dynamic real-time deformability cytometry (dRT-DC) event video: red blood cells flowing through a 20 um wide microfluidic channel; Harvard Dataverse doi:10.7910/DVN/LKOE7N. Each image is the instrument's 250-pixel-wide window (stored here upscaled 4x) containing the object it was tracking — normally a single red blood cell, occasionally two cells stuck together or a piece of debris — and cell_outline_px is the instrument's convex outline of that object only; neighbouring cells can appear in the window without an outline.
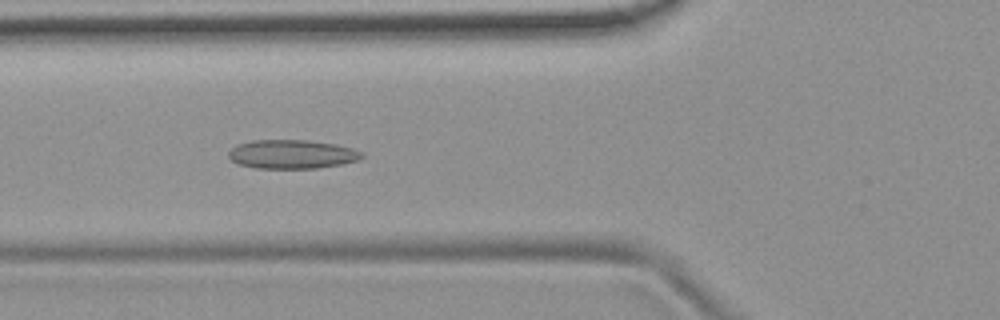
{"species": "common noctule bat (a hibernating species)", "species_latin": "Nyctalus noctula", "temperature_condition": "room temperature", "stored_images_in_passage": 54, "camera_frame_rate_fps": 3000, "um_per_image_px": 0.085, "animal": {"sex": "female", "body_mass_g": 19.9}, "frame": {"image": 1, "passage_image": 20, "time_ms": 6.333, "image_size_px": [1000, 320], "cell_outline_px": [[364, 156], [360, 160], [344, 164], [316, 168], [256, 168], [236, 164], [228, 156], [228, 152], [236, 144], [252, 140], [308, 140], [336, 144], [352, 148], [364, 152]], "centroid_in_image_um": [24.84, 13.11], "position_along_channel_um": 101.0, "area_um2": 22.72}}
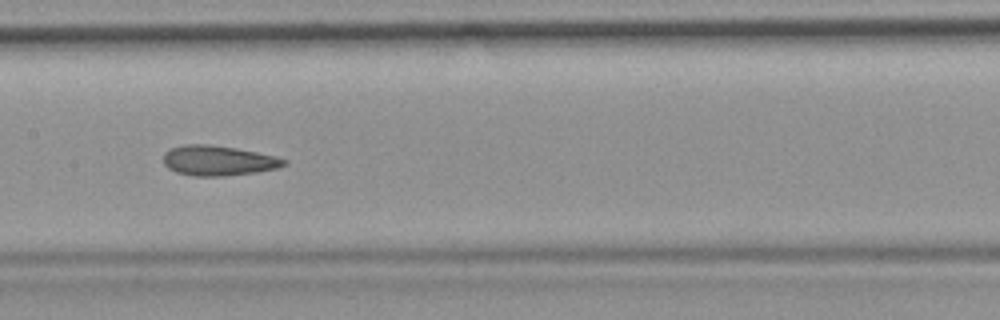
{"frame": {"image": 2, "passage_image": 27, "time_ms": 8.667, "image_size_px": [1000, 320], "cell_outline_px": [[288, 164], [280, 168], [256, 172], [224, 176], [192, 176], [176, 172], [168, 168], [164, 164], [164, 152], [172, 148], [184, 144], [208, 144], [236, 148], [276, 156], [288, 160]], "centroid_in_image_um": [18.58, 13.65], "position_along_channel_um": 188.8, "area_um2": 21.27}}
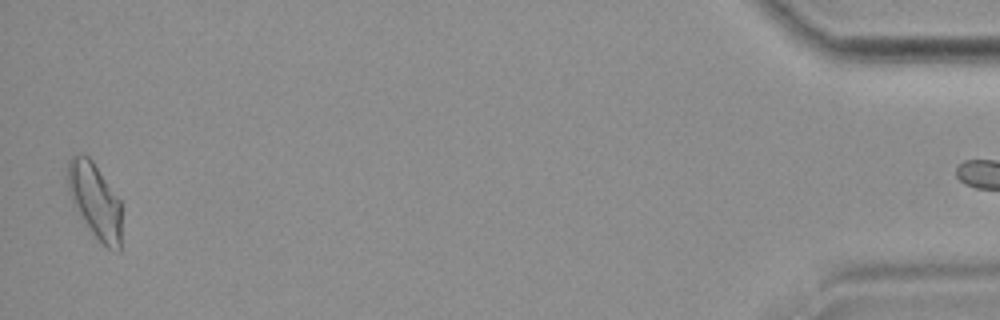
{"frame": {"image": 3, "passage_image": 53, "time_ms": 17.333, "image_size_px": [1000, 320], "cell_outline_px": [[120, 252], [116, 252], [108, 248], [92, 232], [72, 200], [68, 188], [68, 160], [72, 156], [88, 156], [92, 160], [120, 200]], "centroid_in_image_um": [8.09, 17.05], "position_along_channel_um": 427.1, "area_um2": 22.72}}